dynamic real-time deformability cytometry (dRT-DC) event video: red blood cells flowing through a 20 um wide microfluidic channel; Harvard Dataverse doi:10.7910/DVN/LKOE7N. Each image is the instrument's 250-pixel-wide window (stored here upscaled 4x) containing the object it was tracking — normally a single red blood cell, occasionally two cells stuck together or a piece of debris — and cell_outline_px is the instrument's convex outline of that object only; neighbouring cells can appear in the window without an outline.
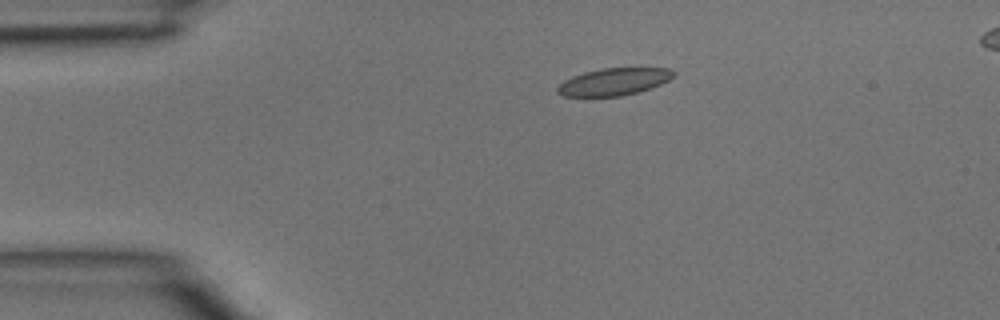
{"species": "common noctule bat (a hibernating species)", "species_latin": "Nyctalus noctula", "temperature_condition": "room temperature", "stored_images_in_passage": 4, "segment_of_instrument_passage": [1, 2], "camera_frame_rate_fps": 3000, "um_per_image_px": 0.085, "animal": {"sex": "male", "body_mass_g": 15.6}, "frame": {"image": 1, "passage_image": 2, "time_ms": 0.333, "image_size_px": [1000, 320], "cell_outline_px": [[676, 76], [660, 84], [636, 92], [620, 96], [564, 96], [556, 92], [556, 88], [564, 80], [572, 76], [584, 72], [600, 68], [672, 68], [676, 72]], "centroid_in_image_um": [52.18, 6.93], "position_along_channel_um": 32.8, "area_um2": 18.38}}